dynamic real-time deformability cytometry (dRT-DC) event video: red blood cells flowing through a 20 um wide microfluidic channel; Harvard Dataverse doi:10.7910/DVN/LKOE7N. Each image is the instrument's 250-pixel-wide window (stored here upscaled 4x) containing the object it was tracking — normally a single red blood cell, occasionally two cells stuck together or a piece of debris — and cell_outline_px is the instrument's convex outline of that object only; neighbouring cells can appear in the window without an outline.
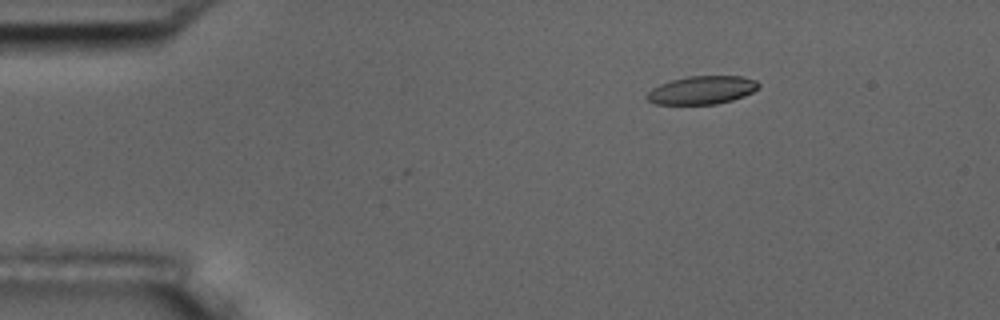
{"species": "common noctule bat (a hibernating species)", "species_latin": "Nyctalus noctula", "temperature_condition": "room temperature", "stored_images_in_passage": 3, "camera_frame_rate_fps": 3000, "um_per_image_px": 0.085, "animal": {"sex": "male", "body_mass_g": 17.5, "forearm_length_mm": 52.3}, "frame": {"image": 1, "passage_image": 3, "time_ms": 2.333, "image_size_px": [1000, 320], "cell_outline_px": [[760, 88], [744, 96], [732, 100], [716, 104], [656, 104], [648, 100], [644, 96], [652, 88], [660, 84], [672, 80], [688, 76], [740, 76], [756, 80], [760, 84]], "centroid_in_image_um": [59.67, 7.66], "position_along_channel_um": 25.3, "area_um2": 18.38}}